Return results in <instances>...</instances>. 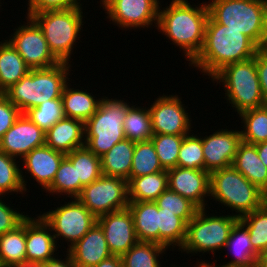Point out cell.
Instances as JSON below:
<instances>
[{
	"instance_id": "6da1fadb",
	"label": "cell",
	"mask_w": 267,
	"mask_h": 267,
	"mask_svg": "<svg viewBox=\"0 0 267 267\" xmlns=\"http://www.w3.org/2000/svg\"><path fill=\"white\" fill-rule=\"evenodd\" d=\"M259 49L245 34L229 29L209 16L202 49L190 64L210 78L228 64L254 58Z\"/></svg>"
},
{
	"instance_id": "7a4b0ae2",
	"label": "cell",
	"mask_w": 267,
	"mask_h": 267,
	"mask_svg": "<svg viewBox=\"0 0 267 267\" xmlns=\"http://www.w3.org/2000/svg\"><path fill=\"white\" fill-rule=\"evenodd\" d=\"M193 7L187 0H172L168 7L159 6L158 30L184 51L190 63L202 49L209 17L206 4Z\"/></svg>"
},
{
	"instance_id": "3957f363",
	"label": "cell",
	"mask_w": 267,
	"mask_h": 267,
	"mask_svg": "<svg viewBox=\"0 0 267 267\" xmlns=\"http://www.w3.org/2000/svg\"><path fill=\"white\" fill-rule=\"evenodd\" d=\"M69 68L70 64L60 62L48 68L31 69L3 95L24 114L47 100L61 98L69 81Z\"/></svg>"
},
{
	"instance_id": "277c9868",
	"label": "cell",
	"mask_w": 267,
	"mask_h": 267,
	"mask_svg": "<svg viewBox=\"0 0 267 267\" xmlns=\"http://www.w3.org/2000/svg\"><path fill=\"white\" fill-rule=\"evenodd\" d=\"M207 7L215 22L240 31L259 48H267V0H212Z\"/></svg>"
},
{
	"instance_id": "5b68a950",
	"label": "cell",
	"mask_w": 267,
	"mask_h": 267,
	"mask_svg": "<svg viewBox=\"0 0 267 267\" xmlns=\"http://www.w3.org/2000/svg\"><path fill=\"white\" fill-rule=\"evenodd\" d=\"M105 98H101L96 112L84 123L85 146L99 157L126 139L123 121L130 107L123 100Z\"/></svg>"
},
{
	"instance_id": "8992f818",
	"label": "cell",
	"mask_w": 267,
	"mask_h": 267,
	"mask_svg": "<svg viewBox=\"0 0 267 267\" xmlns=\"http://www.w3.org/2000/svg\"><path fill=\"white\" fill-rule=\"evenodd\" d=\"M210 195L221 205L235 210L238 219L253 212L265 202L264 192L232 165L210 173Z\"/></svg>"
},
{
	"instance_id": "52a82bcc",
	"label": "cell",
	"mask_w": 267,
	"mask_h": 267,
	"mask_svg": "<svg viewBox=\"0 0 267 267\" xmlns=\"http://www.w3.org/2000/svg\"><path fill=\"white\" fill-rule=\"evenodd\" d=\"M212 80L223 82L225 97L238 114L266 105L256 68V54L249 60L224 66Z\"/></svg>"
},
{
	"instance_id": "ba28073f",
	"label": "cell",
	"mask_w": 267,
	"mask_h": 267,
	"mask_svg": "<svg viewBox=\"0 0 267 267\" xmlns=\"http://www.w3.org/2000/svg\"><path fill=\"white\" fill-rule=\"evenodd\" d=\"M82 7L63 10H48L32 14L30 17L41 28L54 57L69 64L73 46L82 28Z\"/></svg>"
},
{
	"instance_id": "9c48e42d",
	"label": "cell",
	"mask_w": 267,
	"mask_h": 267,
	"mask_svg": "<svg viewBox=\"0 0 267 267\" xmlns=\"http://www.w3.org/2000/svg\"><path fill=\"white\" fill-rule=\"evenodd\" d=\"M205 208L199 209L187 223L186 237L180 247L186 253L212 252L225 249L234 225L239 221L235 215L206 216Z\"/></svg>"
},
{
	"instance_id": "30bf717a",
	"label": "cell",
	"mask_w": 267,
	"mask_h": 267,
	"mask_svg": "<svg viewBox=\"0 0 267 267\" xmlns=\"http://www.w3.org/2000/svg\"><path fill=\"white\" fill-rule=\"evenodd\" d=\"M77 199L96 217L128 208V180L101 175L82 188Z\"/></svg>"
},
{
	"instance_id": "8fae6325",
	"label": "cell",
	"mask_w": 267,
	"mask_h": 267,
	"mask_svg": "<svg viewBox=\"0 0 267 267\" xmlns=\"http://www.w3.org/2000/svg\"><path fill=\"white\" fill-rule=\"evenodd\" d=\"M40 216L54 231L52 233L57 241V238L63 237L70 242L69 248L97 222V218L77 198Z\"/></svg>"
},
{
	"instance_id": "7c38bea8",
	"label": "cell",
	"mask_w": 267,
	"mask_h": 267,
	"mask_svg": "<svg viewBox=\"0 0 267 267\" xmlns=\"http://www.w3.org/2000/svg\"><path fill=\"white\" fill-rule=\"evenodd\" d=\"M27 19V25L16 28L7 41L30 69L48 68L60 63L50 51L41 28L31 17L27 16Z\"/></svg>"
},
{
	"instance_id": "4fadbf2b",
	"label": "cell",
	"mask_w": 267,
	"mask_h": 267,
	"mask_svg": "<svg viewBox=\"0 0 267 267\" xmlns=\"http://www.w3.org/2000/svg\"><path fill=\"white\" fill-rule=\"evenodd\" d=\"M107 16L122 28L157 27L159 0H101Z\"/></svg>"
},
{
	"instance_id": "5bb4252c",
	"label": "cell",
	"mask_w": 267,
	"mask_h": 267,
	"mask_svg": "<svg viewBox=\"0 0 267 267\" xmlns=\"http://www.w3.org/2000/svg\"><path fill=\"white\" fill-rule=\"evenodd\" d=\"M183 105L178 95L159 96L149 108L153 134H189L192 120Z\"/></svg>"
},
{
	"instance_id": "9a60e30c",
	"label": "cell",
	"mask_w": 267,
	"mask_h": 267,
	"mask_svg": "<svg viewBox=\"0 0 267 267\" xmlns=\"http://www.w3.org/2000/svg\"><path fill=\"white\" fill-rule=\"evenodd\" d=\"M97 223L103 229L112 255L122 256L138 242L129 208L99 216Z\"/></svg>"
},
{
	"instance_id": "2e32d148",
	"label": "cell",
	"mask_w": 267,
	"mask_h": 267,
	"mask_svg": "<svg viewBox=\"0 0 267 267\" xmlns=\"http://www.w3.org/2000/svg\"><path fill=\"white\" fill-rule=\"evenodd\" d=\"M241 142V131L238 130L221 129L202 137L204 170L211 173L231 166Z\"/></svg>"
},
{
	"instance_id": "e0dca14e",
	"label": "cell",
	"mask_w": 267,
	"mask_h": 267,
	"mask_svg": "<svg viewBox=\"0 0 267 267\" xmlns=\"http://www.w3.org/2000/svg\"><path fill=\"white\" fill-rule=\"evenodd\" d=\"M43 145L45 132L21 113L0 140V151L14 158H23L34 148Z\"/></svg>"
},
{
	"instance_id": "ac0fdd59",
	"label": "cell",
	"mask_w": 267,
	"mask_h": 267,
	"mask_svg": "<svg viewBox=\"0 0 267 267\" xmlns=\"http://www.w3.org/2000/svg\"><path fill=\"white\" fill-rule=\"evenodd\" d=\"M167 172L168 189L187 198L199 209L205 208L204 198L210 196V173L178 166Z\"/></svg>"
},
{
	"instance_id": "d6986e66",
	"label": "cell",
	"mask_w": 267,
	"mask_h": 267,
	"mask_svg": "<svg viewBox=\"0 0 267 267\" xmlns=\"http://www.w3.org/2000/svg\"><path fill=\"white\" fill-rule=\"evenodd\" d=\"M38 218V219H37ZM50 226L39 215L26 217V260L29 263H44L56 258L57 244Z\"/></svg>"
},
{
	"instance_id": "ffe728a7",
	"label": "cell",
	"mask_w": 267,
	"mask_h": 267,
	"mask_svg": "<svg viewBox=\"0 0 267 267\" xmlns=\"http://www.w3.org/2000/svg\"><path fill=\"white\" fill-rule=\"evenodd\" d=\"M67 253L77 267H94L112 254L101 226L96 222Z\"/></svg>"
},
{
	"instance_id": "44dd1931",
	"label": "cell",
	"mask_w": 267,
	"mask_h": 267,
	"mask_svg": "<svg viewBox=\"0 0 267 267\" xmlns=\"http://www.w3.org/2000/svg\"><path fill=\"white\" fill-rule=\"evenodd\" d=\"M65 156L66 154L43 145L34 148L24 156L22 166L39 183L42 189L47 190L51 186L59 165Z\"/></svg>"
},
{
	"instance_id": "7402d4cb",
	"label": "cell",
	"mask_w": 267,
	"mask_h": 267,
	"mask_svg": "<svg viewBox=\"0 0 267 267\" xmlns=\"http://www.w3.org/2000/svg\"><path fill=\"white\" fill-rule=\"evenodd\" d=\"M84 123L64 117L45 133V145L64 154L85 146Z\"/></svg>"
},
{
	"instance_id": "603a6c76",
	"label": "cell",
	"mask_w": 267,
	"mask_h": 267,
	"mask_svg": "<svg viewBox=\"0 0 267 267\" xmlns=\"http://www.w3.org/2000/svg\"><path fill=\"white\" fill-rule=\"evenodd\" d=\"M232 166L261 191L267 190V167L258 157L255 144L242 141Z\"/></svg>"
},
{
	"instance_id": "cb8c5ba5",
	"label": "cell",
	"mask_w": 267,
	"mask_h": 267,
	"mask_svg": "<svg viewBox=\"0 0 267 267\" xmlns=\"http://www.w3.org/2000/svg\"><path fill=\"white\" fill-rule=\"evenodd\" d=\"M138 241L159 244L158 207L154 201H129Z\"/></svg>"
},
{
	"instance_id": "d4e9b609",
	"label": "cell",
	"mask_w": 267,
	"mask_h": 267,
	"mask_svg": "<svg viewBox=\"0 0 267 267\" xmlns=\"http://www.w3.org/2000/svg\"><path fill=\"white\" fill-rule=\"evenodd\" d=\"M226 248L235 255V259L222 267H258L261 256L253 249L249 232L240 221L234 225Z\"/></svg>"
},
{
	"instance_id": "484cf974",
	"label": "cell",
	"mask_w": 267,
	"mask_h": 267,
	"mask_svg": "<svg viewBox=\"0 0 267 267\" xmlns=\"http://www.w3.org/2000/svg\"><path fill=\"white\" fill-rule=\"evenodd\" d=\"M135 142L124 139L101 156L103 175L130 178Z\"/></svg>"
},
{
	"instance_id": "4316f807",
	"label": "cell",
	"mask_w": 267,
	"mask_h": 267,
	"mask_svg": "<svg viewBox=\"0 0 267 267\" xmlns=\"http://www.w3.org/2000/svg\"><path fill=\"white\" fill-rule=\"evenodd\" d=\"M167 189V170L128 179L129 201H155Z\"/></svg>"
},
{
	"instance_id": "83f0119b",
	"label": "cell",
	"mask_w": 267,
	"mask_h": 267,
	"mask_svg": "<svg viewBox=\"0 0 267 267\" xmlns=\"http://www.w3.org/2000/svg\"><path fill=\"white\" fill-rule=\"evenodd\" d=\"M63 111L65 117L80 120L85 123L96 112L101 99L86 92L70 88L65 85L62 96Z\"/></svg>"
},
{
	"instance_id": "f1b7e54d",
	"label": "cell",
	"mask_w": 267,
	"mask_h": 267,
	"mask_svg": "<svg viewBox=\"0 0 267 267\" xmlns=\"http://www.w3.org/2000/svg\"><path fill=\"white\" fill-rule=\"evenodd\" d=\"M0 43V90L4 92L31 69L7 40Z\"/></svg>"
},
{
	"instance_id": "f546056e",
	"label": "cell",
	"mask_w": 267,
	"mask_h": 267,
	"mask_svg": "<svg viewBox=\"0 0 267 267\" xmlns=\"http://www.w3.org/2000/svg\"><path fill=\"white\" fill-rule=\"evenodd\" d=\"M26 218L14 230L0 235V267L26 263Z\"/></svg>"
},
{
	"instance_id": "4dcf8cb0",
	"label": "cell",
	"mask_w": 267,
	"mask_h": 267,
	"mask_svg": "<svg viewBox=\"0 0 267 267\" xmlns=\"http://www.w3.org/2000/svg\"><path fill=\"white\" fill-rule=\"evenodd\" d=\"M66 157L76 166L77 180L82 188L97 180L101 175V157L96 156L86 146L76 148Z\"/></svg>"
},
{
	"instance_id": "1f68e13d",
	"label": "cell",
	"mask_w": 267,
	"mask_h": 267,
	"mask_svg": "<svg viewBox=\"0 0 267 267\" xmlns=\"http://www.w3.org/2000/svg\"><path fill=\"white\" fill-rule=\"evenodd\" d=\"M159 244L168 248L183 245L186 237L187 223L174 214L158 208Z\"/></svg>"
},
{
	"instance_id": "d6a6232c",
	"label": "cell",
	"mask_w": 267,
	"mask_h": 267,
	"mask_svg": "<svg viewBox=\"0 0 267 267\" xmlns=\"http://www.w3.org/2000/svg\"><path fill=\"white\" fill-rule=\"evenodd\" d=\"M126 139L133 142L151 140L153 136L149 109L130 106L123 121Z\"/></svg>"
},
{
	"instance_id": "836d02e7",
	"label": "cell",
	"mask_w": 267,
	"mask_h": 267,
	"mask_svg": "<svg viewBox=\"0 0 267 267\" xmlns=\"http://www.w3.org/2000/svg\"><path fill=\"white\" fill-rule=\"evenodd\" d=\"M247 228L253 249L260 255L267 254V203L239 218Z\"/></svg>"
},
{
	"instance_id": "e575fe53",
	"label": "cell",
	"mask_w": 267,
	"mask_h": 267,
	"mask_svg": "<svg viewBox=\"0 0 267 267\" xmlns=\"http://www.w3.org/2000/svg\"><path fill=\"white\" fill-rule=\"evenodd\" d=\"M166 249L157 243L138 241L121 256L122 267H161L157 257Z\"/></svg>"
},
{
	"instance_id": "d590c367",
	"label": "cell",
	"mask_w": 267,
	"mask_h": 267,
	"mask_svg": "<svg viewBox=\"0 0 267 267\" xmlns=\"http://www.w3.org/2000/svg\"><path fill=\"white\" fill-rule=\"evenodd\" d=\"M239 116L245 129L241 131L243 142L257 144L267 141V105L243 111Z\"/></svg>"
},
{
	"instance_id": "8d00e7d4",
	"label": "cell",
	"mask_w": 267,
	"mask_h": 267,
	"mask_svg": "<svg viewBox=\"0 0 267 267\" xmlns=\"http://www.w3.org/2000/svg\"><path fill=\"white\" fill-rule=\"evenodd\" d=\"M164 171L151 140L135 142L130 177Z\"/></svg>"
},
{
	"instance_id": "74e56055",
	"label": "cell",
	"mask_w": 267,
	"mask_h": 267,
	"mask_svg": "<svg viewBox=\"0 0 267 267\" xmlns=\"http://www.w3.org/2000/svg\"><path fill=\"white\" fill-rule=\"evenodd\" d=\"M16 158L0 151V196L12 192L23 194L27 191L26 181L22 170L16 162ZM22 173V174H21Z\"/></svg>"
},
{
	"instance_id": "f35d334b",
	"label": "cell",
	"mask_w": 267,
	"mask_h": 267,
	"mask_svg": "<svg viewBox=\"0 0 267 267\" xmlns=\"http://www.w3.org/2000/svg\"><path fill=\"white\" fill-rule=\"evenodd\" d=\"M47 191L52 195L66 193L69 198H77L80 195V180H77L76 166L66 156L62 159Z\"/></svg>"
},
{
	"instance_id": "ab89813d",
	"label": "cell",
	"mask_w": 267,
	"mask_h": 267,
	"mask_svg": "<svg viewBox=\"0 0 267 267\" xmlns=\"http://www.w3.org/2000/svg\"><path fill=\"white\" fill-rule=\"evenodd\" d=\"M24 114L45 133L65 117L61 98L47 100Z\"/></svg>"
},
{
	"instance_id": "60d3db41",
	"label": "cell",
	"mask_w": 267,
	"mask_h": 267,
	"mask_svg": "<svg viewBox=\"0 0 267 267\" xmlns=\"http://www.w3.org/2000/svg\"><path fill=\"white\" fill-rule=\"evenodd\" d=\"M185 135L153 134L151 141L164 170L177 166L180 146Z\"/></svg>"
},
{
	"instance_id": "b9f144b4",
	"label": "cell",
	"mask_w": 267,
	"mask_h": 267,
	"mask_svg": "<svg viewBox=\"0 0 267 267\" xmlns=\"http://www.w3.org/2000/svg\"><path fill=\"white\" fill-rule=\"evenodd\" d=\"M158 208L163 211L174 212L178 217H181L188 223L198 212L199 208L187 198L180 194L165 190L155 201Z\"/></svg>"
},
{
	"instance_id": "7bdbcfd3",
	"label": "cell",
	"mask_w": 267,
	"mask_h": 267,
	"mask_svg": "<svg viewBox=\"0 0 267 267\" xmlns=\"http://www.w3.org/2000/svg\"><path fill=\"white\" fill-rule=\"evenodd\" d=\"M178 167L204 170L202 138L197 135L184 136L177 160Z\"/></svg>"
},
{
	"instance_id": "ee69618b",
	"label": "cell",
	"mask_w": 267,
	"mask_h": 267,
	"mask_svg": "<svg viewBox=\"0 0 267 267\" xmlns=\"http://www.w3.org/2000/svg\"><path fill=\"white\" fill-rule=\"evenodd\" d=\"M28 2V17L38 12L48 10H63L80 7L82 5L80 4V0H28Z\"/></svg>"
},
{
	"instance_id": "f6af8a7d",
	"label": "cell",
	"mask_w": 267,
	"mask_h": 267,
	"mask_svg": "<svg viewBox=\"0 0 267 267\" xmlns=\"http://www.w3.org/2000/svg\"><path fill=\"white\" fill-rule=\"evenodd\" d=\"M28 215L17 212L0 199V235L14 230Z\"/></svg>"
},
{
	"instance_id": "bcb514c9",
	"label": "cell",
	"mask_w": 267,
	"mask_h": 267,
	"mask_svg": "<svg viewBox=\"0 0 267 267\" xmlns=\"http://www.w3.org/2000/svg\"><path fill=\"white\" fill-rule=\"evenodd\" d=\"M20 110L4 95L0 96V140L20 116Z\"/></svg>"
},
{
	"instance_id": "7dc6e473",
	"label": "cell",
	"mask_w": 267,
	"mask_h": 267,
	"mask_svg": "<svg viewBox=\"0 0 267 267\" xmlns=\"http://www.w3.org/2000/svg\"><path fill=\"white\" fill-rule=\"evenodd\" d=\"M256 68L265 104H267V48L256 52Z\"/></svg>"
},
{
	"instance_id": "c3c4849f",
	"label": "cell",
	"mask_w": 267,
	"mask_h": 267,
	"mask_svg": "<svg viewBox=\"0 0 267 267\" xmlns=\"http://www.w3.org/2000/svg\"><path fill=\"white\" fill-rule=\"evenodd\" d=\"M66 260H61L54 258L52 260L46 261L40 264V267H77L72 261L70 255L67 253Z\"/></svg>"
},
{
	"instance_id": "681fc988",
	"label": "cell",
	"mask_w": 267,
	"mask_h": 267,
	"mask_svg": "<svg viewBox=\"0 0 267 267\" xmlns=\"http://www.w3.org/2000/svg\"><path fill=\"white\" fill-rule=\"evenodd\" d=\"M94 267H122L121 256L111 255Z\"/></svg>"
},
{
	"instance_id": "f907efd6",
	"label": "cell",
	"mask_w": 267,
	"mask_h": 267,
	"mask_svg": "<svg viewBox=\"0 0 267 267\" xmlns=\"http://www.w3.org/2000/svg\"><path fill=\"white\" fill-rule=\"evenodd\" d=\"M258 152V157L267 167V141L255 144Z\"/></svg>"
},
{
	"instance_id": "816d5d0a",
	"label": "cell",
	"mask_w": 267,
	"mask_h": 267,
	"mask_svg": "<svg viewBox=\"0 0 267 267\" xmlns=\"http://www.w3.org/2000/svg\"><path fill=\"white\" fill-rule=\"evenodd\" d=\"M9 267H40V264L26 262V263L15 264Z\"/></svg>"
},
{
	"instance_id": "f5cc1de1",
	"label": "cell",
	"mask_w": 267,
	"mask_h": 267,
	"mask_svg": "<svg viewBox=\"0 0 267 267\" xmlns=\"http://www.w3.org/2000/svg\"><path fill=\"white\" fill-rule=\"evenodd\" d=\"M258 267H267V254L261 256Z\"/></svg>"
},
{
	"instance_id": "db71d44e",
	"label": "cell",
	"mask_w": 267,
	"mask_h": 267,
	"mask_svg": "<svg viewBox=\"0 0 267 267\" xmlns=\"http://www.w3.org/2000/svg\"><path fill=\"white\" fill-rule=\"evenodd\" d=\"M215 263L213 262V264H209L207 262H204L203 260L197 264L198 267H222V266H217V265H214ZM196 267V266H194Z\"/></svg>"
},
{
	"instance_id": "11a10c76",
	"label": "cell",
	"mask_w": 267,
	"mask_h": 267,
	"mask_svg": "<svg viewBox=\"0 0 267 267\" xmlns=\"http://www.w3.org/2000/svg\"><path fill=\"white\" fill-rule=\"evenodd\" d=\"M264 199H265V202L267 203V190L264 192Z\"/></svg>"
}]
</instances>
